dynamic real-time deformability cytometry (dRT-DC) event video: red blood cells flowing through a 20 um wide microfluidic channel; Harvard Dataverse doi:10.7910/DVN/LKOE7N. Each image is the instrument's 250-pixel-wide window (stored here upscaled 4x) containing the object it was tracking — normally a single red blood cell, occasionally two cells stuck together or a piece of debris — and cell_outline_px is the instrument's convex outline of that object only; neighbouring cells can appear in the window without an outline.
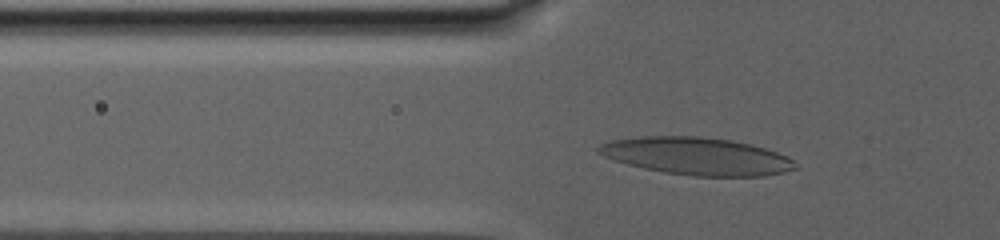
{"species": "human", "species_latin": "Homo sapiens", "temperature_condition": "warm", "stored_images_in_passage": 60, "camera_frame_rate_fps": 3000, "um_per_image_px": 0.085, "donor": {"sex": "male"}, "frame": {"image": 1, "passage_image": 18, "time_ms": 7.333, "image_size_px": [1000, 240], "cell_outline_px": [[796, 168], [784, 172], [764, 176], [692, 176], [664, 172], [644, 168], [628, 164], [604, 156], [596, 152], [596, 148], [600, 144], [612, 140], [640, 136], [700, 136], [732, 140], [752, 144], [788, 156], [792, 160]], "centroid_in_image_um": [59.21, 13.26], "position_along_channel_um": 66.6, "area_um2": 42.89}}
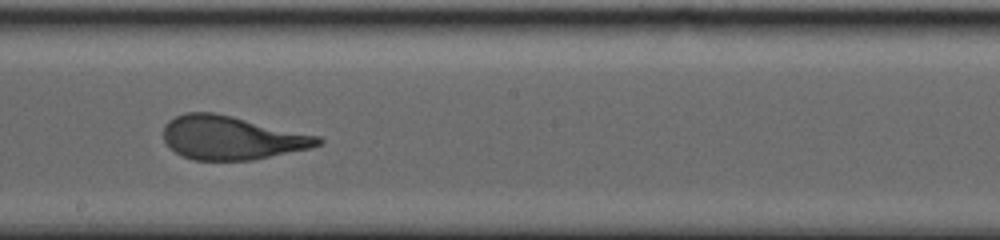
{"frame": {"image": 2, "passage_image": 36, "time_ms": 13.667, "image_size_px": [1000, 240], "cell_outline_px": [[324, 140], [320, 144], [312, 148], [252, 160], [192, 160], [180, 156], [164, 140], [164, 124], [168, 120], [184, 112], [212, 112], [232, 116], [320, 136]], "centroid_in_image_um": [19.69, 11.71], "position_along_channel_um": 228.5, "area_um2": 39.3}}
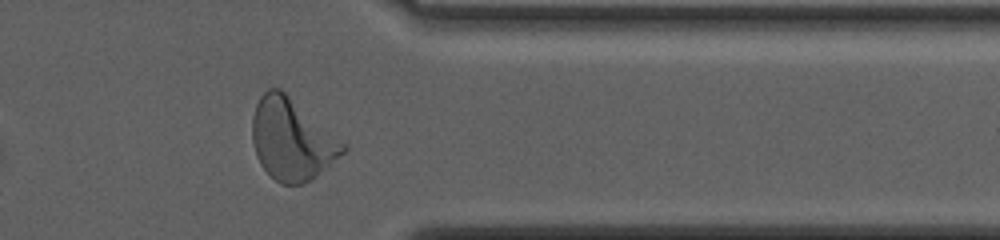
{"frame": {"image": 3, "passage_image": 53, "time_ms": 19.667, "image_size_px": [1000, 240], "cell_outline_px": [[348, 148], [344, 152], [312, 180], [304, 184], [280, 184], [260, 164], [256, 156], [252, 140], [252, 116], [256, 104], [260, 96], [268, 88], [280, 88], [348, 144]], "centroid_in_image_um": [24.81, 11.85], "position_along_channel_um": 386.6, "area_um2": 43.18}, "authors_computed_cell_mechanics": {"area_um2": 41.2403, "velocity_mm_per_s": 2.6962, "shape_relaxation_time_tau1_ms": 9.1782, "shape_relaxation_time_tau2_ms": 1.3602, "deformation_change_tau1": 0.2722, "deformation_change_tau2": 0.0985}}